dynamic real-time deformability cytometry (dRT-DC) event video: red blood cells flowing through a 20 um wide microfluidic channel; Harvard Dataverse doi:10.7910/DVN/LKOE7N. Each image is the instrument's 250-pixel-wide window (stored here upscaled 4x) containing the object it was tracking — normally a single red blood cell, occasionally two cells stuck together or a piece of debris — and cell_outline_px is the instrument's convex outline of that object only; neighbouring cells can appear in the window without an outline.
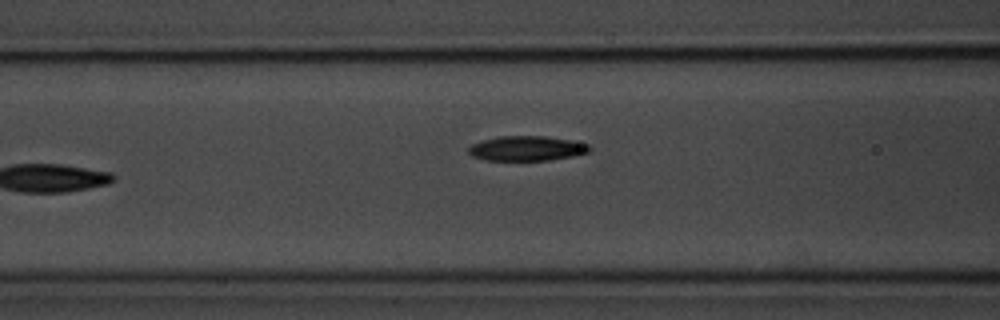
{"species": "common noctule bat (a hibernating species)", "species_latin": "Nyctalus noctula", "temperature_condition": "room temperature", "stored_images_in_passage": 7, "camera_frame_rate_fps": 3000, "um_per_image_px": 0.085, "animal": {"sex": "male", "body_mass_g": 20.1, "forearm_length_mm": 53.5}, "frame": {"image": 1, "passage_image": 7, "time_ms": 8.0, "image_size_px": [1000, 320], "cell_outline_px": [[592, 148], [588, 152], [572, 156], [548, 160], [484, 160], [472, 156], [468, 152], [468, 148], [472, 144], [480, 140], [500, 136], [544, 136], [572, 140], [588, 144]], "centroid_in_image_um": [44.75, 12.61], "position_along_channel_um": 121.8, "area_um2": 17.51}}